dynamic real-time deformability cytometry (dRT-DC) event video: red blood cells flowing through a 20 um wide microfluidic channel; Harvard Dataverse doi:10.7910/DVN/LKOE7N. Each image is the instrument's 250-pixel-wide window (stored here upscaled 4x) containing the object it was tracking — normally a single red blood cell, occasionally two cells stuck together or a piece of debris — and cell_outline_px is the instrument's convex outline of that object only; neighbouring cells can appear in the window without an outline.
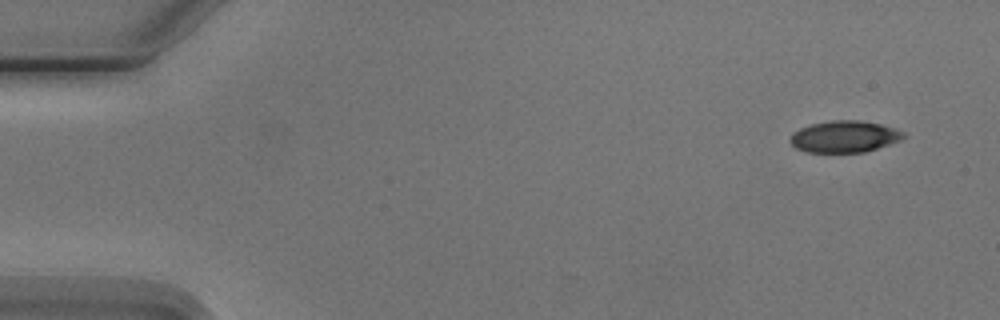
{"species": "Egyptian fruit bat (a non-hibernating species)", "species_latin": "Rousettus aegyptiacus", "temperature_condition": "cold", "stored_images_in_passage": 7, "camera_frame_rate_fps": 3000, "um_per_image_px": 0.085, "animal": {"sex": "male"}, "frame": {"image": 1, "passage_image": 1, "time_ms": 0.0, "image_size_px": [1000, 320], "cell_outline_px": [[904, 136], [900, 140], [864, 152], [804, 152], [796, 148], [788, 140], [792, 132], [800, 128], [812, 124], [832, 120], [860, 120], [880, 124], [904, 132]], "centroid_in_image_um": [71.71, 11.61], "position_along_channel_um": 13.3, "area_um2": 20.75}}
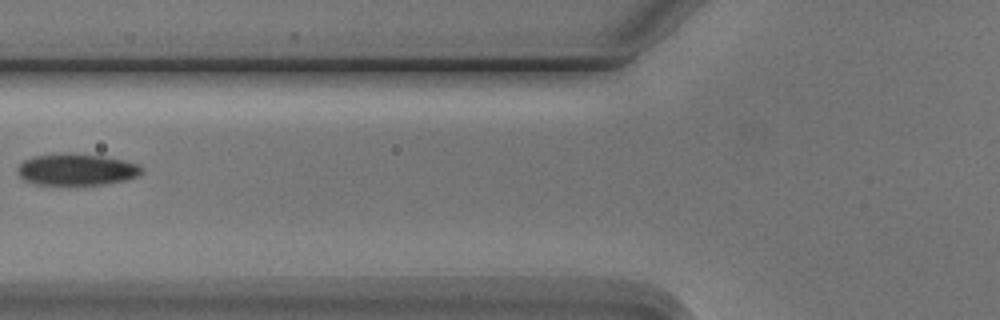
{"frame": {"image": 2, "passage_image": 6, "time_ms": 6.0, "image_size_px": [1000, 320], "cell_outline_px": [[144, 172], [136, 176], [124, 180], [104, 184], [36, 184], [24, 180], [16, 172], [16, 168], [24, 160], [32, 156], [104, 156], [124, 160], [140, 164], [144, 168]], "centroid_in_image_um": [6.54, 14.44], "position_along_channel_um": 119.3, "area_um2": 22.02}}
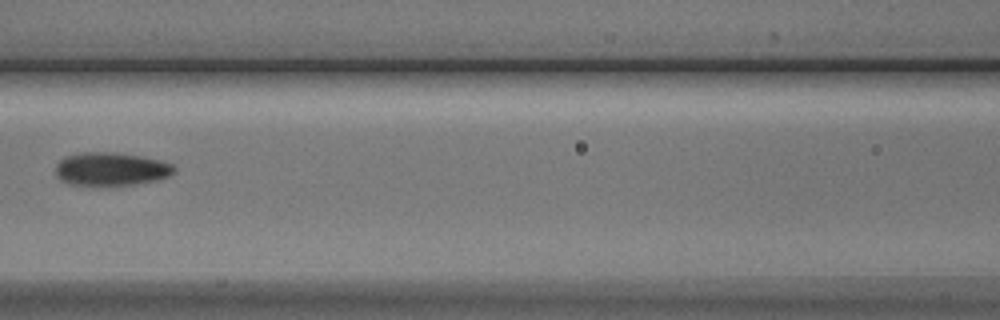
{"frame": {"image": 3, "passage_image": 7, "time_ms": 7.0, "image_size_px": [1000, 320], "cell_outline_px": [[176, 172], [168, 176], [156, 180], [136, 184], [100, 188], [68, 184], [60, 180], [56, 176], [56, 164], [64, 156], [84, 152], [112, 152], [140, 156], [160, 160], [172, 164], [176, 168]], "centroid_in_image_um": [9.4, 14.41], "position_along_channel_um": 157.2, "area_um2": 23.76}}